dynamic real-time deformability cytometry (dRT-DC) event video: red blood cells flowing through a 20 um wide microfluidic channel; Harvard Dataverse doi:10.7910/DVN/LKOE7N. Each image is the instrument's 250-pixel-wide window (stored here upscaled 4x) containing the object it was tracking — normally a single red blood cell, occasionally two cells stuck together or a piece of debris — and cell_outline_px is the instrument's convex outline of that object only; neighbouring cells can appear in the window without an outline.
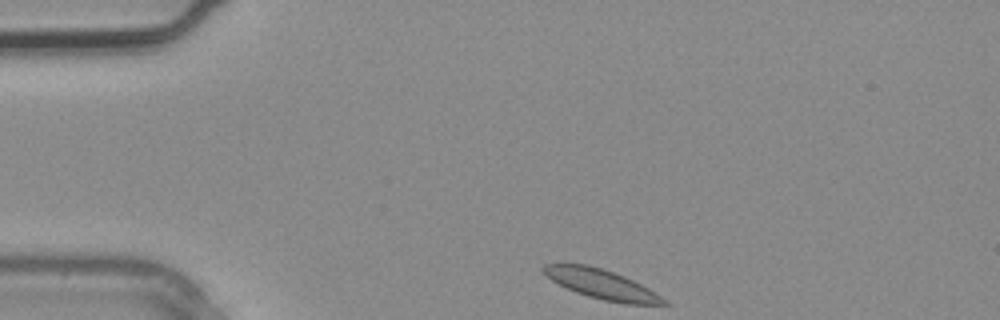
{"species": "common noctule bat (a hibernating species)", "species_latin": "Nyctalus noctula", "temperature_condition": "warm", "stored_images_in_passage": 5, "segment_of_instrument_passage": [2, 2], "camera_frame_rate_fps": 3000, "um_per_image_px": 0.085, "animal": {"sex": "male", "body_mass_g": 20.4}, "frame": {"image": 1, "passage_image": 5, "time_ms": 1.333, "image_size_px": [1000, 320], "cell_outline_px": [[668, 304], [624, 304], [604, 300], [588, 296], [576, 292], [552, 280], [540, 268], [544, 264], [588, 264], [624, 276], [648, 288], [660, 296]], "centroid_in_image_um": [51.11, 24.15], "position_along_channel_um": 33.9, "area_um2": 20.17}}